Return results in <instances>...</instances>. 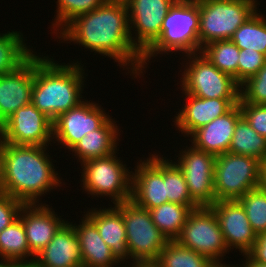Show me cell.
<instances>
[{
	"mask_svg": "<svg viewBox=\"0 0 266 267\" xmlns=\"http://www.w3.org/2000/svg\"><path fill=\"white\" fill-rule=\"evenodd\" d=\"M56 38L60 39L59 43L73 42L94 54L113 59L117 66L128 69L127 73L133 78L142 76V53L131 41L125 0H107L97 9L77 16Z\"/></svg>",
	"mask_w": 266,
	"mask_h": 267,
	"instance_id": "1",
	"label": "cell"
},
{
	"mask_svg": "<svg viewBox=\"0 0 266 267\" xmlns=\"http://www.w3.org/2000/svg\"><path fill=\"white\" fill-rule=\"evenodd\" d=\"M47 148L0 143V191L23 204H41V196L62 187Z\"/></svg>",
	"mask_w": 266,
	"mask_h": 267,
	"instance_id": "2",
	"label": "cell"
},
{
	"mask_svg": "<svg viewBox=\"0 0 266 267\" xmlns=\"http://www.w3.org/2000/svg\"><path fill=\"white\" fill-rule=\"evenodd\" d=\"M49 57L34 53L32 104L54 121L85 100L82 94L88 74L81 61L59 64Z\"/></svg>",
	"mask_w": 266,
	"mask_h": 267,
	"instance_id": "3",
	"label": "cell"
},
{
	"mask_svg": "<svg viewBox=\"0 0 266 267\" xmlns=\"http://www.w3.org/2000/svg\"><path fill=\"white\" fill-rule=\"evenodd\" d=\"M175 52V53H174ZM199 53V4L196 0H177L163 20L158 39L142 54V76L149 60L158 54Z\"/></svg>",
	"mask_w": 266,
	"mask_h": 267,
	"instance_id": "4",
	"label": "cell"
},
{
	"mask_svg": "<svg viewBox=\"0 0 266 267\" xmlns=\"http://www.w3.org/2000/svg\"><path fill=\"white\" fill-rule=\"evenodd\" d=\"M117 152L104 157L85 161L81 168V189L87 195L111 198V202L119 204L131 199L132 169L120 160Z\"/></svg>",
	"mask_w": 266,
	"mask_h": 267,
	"instance_id": "5",
	"label": "cell"
},
{
	"mask_svg": "<svg viewBox=\"0 0 266 267\" xmlns=\"http://www.w3.org/2000/svg\"><path fill=\"white\" fill-rule=\"evenodd\" d=\"M199 4L200 52L208 43L229 40L258 10V0H196Z\"/></svg>",
	"mask_w": 266,
	"mask_h": 267,
	"instance_id": "6",
	"label": "cell"
},
{
	"mask_svg": "<svg viewBox=\"0 0 266 267\" xmlns=\"http://www.w3.org/2000/svg\"><path fill=\"white\" fill-rule=\"evenodd\" d=\"M186 60L180 73L182 93L204 99H240V85L235 79L217 69L201 52L183 56ZM188 59V60H187Z\"/></svg>",
	"mask_w": 266,
	"mask_h": 267,
	"instance_id": "7",
	"label": "cell"
},
{
	"mask_svg": "<svg viewBox=\"0 0 266 267\" xmlns=\"http://www.w3.org/2000/svg\"><path fill=\"white\" fill-rule=\"evenodd\" d=\"M125 224L129 263L153 264L169 241L153 223L150 212L134 201L115 204Z\"/></svg>",
	"mask_w": 266,
	"mask_h": 267,
	"instance_id": "8",
	"label": "cell"
},
{
	"mask_svg": "<svg viewBox=\"0 0 266 267\" xmlns=\"http://www.w3.org/2000/svg\"><path fill=\"white\" fill-rule=\"evenodd\" d=\"M260 164L257 158L230 152L216 156L214 188L216 201L239 200L259 185Z\"/></svg>",
	"mask_w": 266,
	"mask_h": 267,
	"instance_id": "9",
	"label": "cell"
},
{
	"mask_svg": "<svg viewBox=\"0 0 266 267\" xmlns=\"http://www.w3.org/2000/svg\"><path fill=\"white\" fill-rule=\"evenodd\" d=\"M180 245L207 257L210 261H223L229 249L225 243L216 214L210 206L193 209L180 235L175 239Z\"/></svg>",
	"mask_w": 266,
	"mask_h": 267,
	"instance_id": "10",
	"label": "cell"
},
{
	"mask_svg": "<svg viewBox=\"0 0 266 267\" xmlns=\"http://www.w3.org/2000/svg\"><path fill=\"white\" fill-rule=\"evenodd\" d=\"M53 121L32 103L19 108L0 126V143L52 146Z\"/></svg>",
	"mask_w": 266,
	"mask_h": 267,
	"instance_id": "11",
	"label": "cell"
},
{
	"mask_svg": "<svg viewBox=\"0 0 266 267\" xmlns=\"http://www.w3.org/2000/svg\"><path fill=\"white\" fill-rule=\"evenodd\" d=\"M186 148V149H185ZM174 162L182 170L191 198L199 206H211L216 202L214 188V166L216 156L193 146H187ZM177 160V161H176Z\"/></svg>",
	"mask_w": 266,
	"mask_h": 267,
	"instance_id": "12",
	"label": "cell"
},
{
	"mask_svg": "<svg viewBox=\"0 0 266 267\" xmlns=\"http://www.w3.org/2000/svg\"><path fill=\"white\" fill-rule=\"evenodd\" d=\"M91 100H84L76 107L60 114L53 121V143L71 150L87 133L99 129L111 116Z\"/></svg>",
	"mask_w": 266,
	"mask_h": 267,
	"instance_id": "13",
	"label": "cell"
},
{
	"mask_svg": "<svg viewBox=\"0 0 266 267\" xmlns=\"http://www.w3.org/2000/svg\"><path fill=\"white\" fill-rule=\"evenodd\" d=\"M176 1L125 0L128 8L131 41L142 54L160 36L163 20Z\"/></svg>",
	"mask_w": 266,
	"mask_h": 267,
	"instance_id": "14",
	"label": "cell"
},
{
	"mask_svg": "<svg viewBox=\"0 0 266 267\" xmlns=\"http://www.w3.org/2000/svg\"><path fill=\"white\" fill-rule=\"evenodd\" d=\"M149 156L145 160L140 158L134 166L131 195L132 201L147 210L167 203L164 157L157 153Z\"/></svg>",
	"mask_w": 266,
	"mask_h": 267,
	"instance_id": "15",
	"label": "cell"
},
{
	"mask_svg": "<svg viewBox=\"0 0 266 267\" xmlns=\"http://www.w3.org/2000/svg\"><path fill=\"white\" fill-rule=\"evenodd\" d=\"M210 207L216 214L229 251L235 248L239 249L242 256L247 255L256 242L257 234L253 231L240 202L216 201Z\"/></svg>",
	"mask_w": 266,
	"mask_h": 267,
	"instance_id": "16",
	"label": "cell"
},
{
	"mask_svg": "<svg viewBox=\"0 0 266 267\" xmlns=\"http://www.w3.org/2000/svg\"><path fill=\"white\" fill-rule=\"evenodd\" d=\"M49 206L45 202L24 204L18 215L25 229L30 253L34 257L48 245L58 230L67 222L55 213L52 206Z\"/></svg>",
	"mask_w": 266,
	"mask_h": 267,
	"instance_id": "17",
	"label": "cell"
},
{
	"mask_svg": "<svg viewBox=\"0 0 266 267\" xmlns=\"http://www.w3.org/2000/svg\"><path fill=\"white\" fill-rule=\"evenodd\" d=\"M182 94L186 102L178 114L176 112L173 122L176 130L178 129L186 138L200 127L227 113L240 101V99H204L187 93Z\"/></svg>",
	"mask_w": 266,
	"mask_h": 267,
	"instance_id": "18",
	"label": "cell"
},
{
	"mask_svg": "<svg viewBox=\"0 0 266 267\" xmlns=\"http://www.w3.org/2000/svg\"><path fill=\"white\" fill-rule=\"evenodd\" d=\"M34 54L15 71L0 76V126L19 108L32 103Z\"/></svg>",
	"mask_w": 266,
	"mask_h": 267,
	"instance_id": "19",
	"label": "cell"
},
{
	"mask_svg": "<svg viewBox=\"0 0 266 267\" xmlns=\"http://www.w3.org/2000/svg\"><path fill=\"white\" fill-rule=\"evenodd\" d=\"M242 117L239 103L227 113L194 131L188 139L191 145L201 151L218 156L229 151L237 121Z\"/></svg>",
	"mask_w": 266,
	"mask_h": 267,
	"instance_id": "20",
	"label": "cell"
},
{
	"mask_svg": "<svg viewBox=\"0 0 266 267\" xmlns=\"http://www.w3.org/2000/svg\"><path fill=\"white\" fill-rule=\"evenodd\" d=\"M30 267H83L79 240L68 220L35 256Z\"/></svg>",
	"mask_w": 266,
	"mask_h": 267,
	"instance_id": "21",
	"label": "cell"
},
{
	"mask_svg": "<svg viewBox=\"0 0 266 267\" xmlns=\"http://www.w3.org/2000/svg\"><path fill=\"white\" fill-rule=\"evenodd\" d=\"M108 208H90L83 212L97 227L104 242L111 248L114 257L122 264L129 263L131 257L127 249L125 224L121 211L113 205ZM99 209V210H98Z\"/></svg>",
	"mask_w": 266,
	"mask_h": 267,
	"instance_id": "22",
	"label": "cell"
},
{
	"mask_svg": "<svg viewBox=\"0 0 266 267\" xmlns=\"http://www.w3.org/2000/svg\"><path fill=\"white\" fill-rule=\"evenodd\" d=\"M79 224L70 222L79 240L83 267H117L121 263L100 236L97 227L83 214Z\"/></svg>",
	"mask_w": 266,
	"mask_h": 267,
	"instance_id": "23",
	"label": "cell"
},
{
	"mask_svg": "<svg viewBox=\"0 0 266 267\" xmlns=\"http://www.w3.org/2000/svg\"><path fill=\"white\" fill-rule=\"evenodd\" d=\"M120 127L110 117L99 129L91 131L83 136L70 150L74 158H78L80 164L97 158H104L119 151L117 149L120 140Z\"/></svg>",
	"mask_w": 266,
	"mask_h": 267,
	"instance_id": "24",
	"label": "cell"
},
{
	"mask_svg": "<svg viewBox=\"0 0 266 267\" xmlns=\"http://www.w3.org/2000/svg\"><path fill=\"white\" fill-rule=\"evenodd\" d=\"M34 259L22 221L17 218L0 232V260L12 266H31Z\"/></svg>",
	"mask_w": 266,
	"mask_h": 267,
	"instance_id": "25",
	"label": "cell"
},
{
	"mask_svg": "<svg viewBox=\"0 0 266 267\" xmlns=\"http://www.w3.org/2000/svg\"><path fill=\"white\" fill-rule=\"evenodd\" d=\"M25 41L21 31L0 33V76L15 71L35 53Z\"/></svg>",
	"mask_w": 266,
	"mask_h": 267,
	"instance_id": "26",
	"label": "cell"
},
{
	"mask_svg": "<svg viewBox=\"0 0 266 267\" xmlns=\"http://www.w3.org/2000/svg\"><path fill=\"white\" fill-rule=\"evenodd\" d=\"M148 211L153 223L167 239L175 240L180 235L192 209L186 205L167 202Z\"/></svg>",
	"mask_w": 266,
	"mask_h": 267,
	"instance_id": "27",
	"label": "cell"
},
{
	"mask_svg": "<svg viewBox=\"0 0 266 267\" xmlns=\"http://www.w3.org/2000/svg\"><path fill=\"white\" fill-rule=\"evenodd\" d=\"M228 152L251 156L257 158L259 161H263L266 158V138L259 135L241 117L235 125Z\"/></svg>",
	"mask_w": 266,
	"mask_h": 267,
	"instance_id": "28",
	"label": "cell"
},
{
	"mask_svg": "<svg viewBox=\"0 0 266 267\" xmlns=\"http://www.w3.org/2000/svg\"><path fill=\"white\" fill-rule=\"evenodd\" d=\"M231 40L240 50L253 49L266 55V15L257 11L235 31Z\"/></svg>",
	"mask_w": 266,
	"mask_h": 267,
	"instance_id": "29",
	"label": "cell"
},
{
	"mask_svg": "<svg viewBox=\"0 0 266 267\" xmlns=\"http://www.w3.org/2000/svg\"><path fill=\"white\" fill-rule=\"evenodd\" d=\"M201 53L221 72L232 76L238 83V60L240 49L229 40H218L208 43Z\"/></svg>",
	"mask_w": 266,
	"mask_h": 267,
	"instance_id": "30",
	"label": "cell"
},
{
	"mask_svg": "<svg viewBox=\"0 0 266 267\" xmlns=\"http://www.w3.org/2000/svg\"><path fill=\"white\" fill-rule=\"evenodd\" d=\"M211 261L200 253L169 240L153 263L156 267H207Z\"/></svg>",
	"mask_w": 266,
	"mask_h": 267,
	"instance_id": "31",
	"label": "cell"
},
{
	"mask_svg": "<svg viewBox=\"0 0 266 267\" xmlns=\"http://www.w3.org/2000/svg\"><path fill=\"white\" fill-rule=\"evenodd\" d=\"M164 183L167 202L189 206L192 210L200 207L190 196L182 170L164 156Z\"/></svg>",
	"mask_w": 266,
	"mask_h": 267,
	"instance_id": "32",
	"label": "cell"
},
{
	"mask_svg": "<svg viewBox=\"0 0 266 267\" xmlns=\"http://www.w3.org/2000/svg\"><path fill=\"white\" fill-rule=\"evenodd\" d=\"M107 0H57L56 16L52 21V33L57 35L70 21L79 15L102 6Z\"/></svg>",
	"mask_w": 266,
	"mask_h": 267,
	"instance_id": "33",
	"label": "cell"
},
{
	"mask_svg": "<svg viewBox=\"0 0 266 267\" xmlns=\"http://www.w3.org/2000/svg\"><path fill=\"white\" fill-rule=\"evenodd\" d=\"M238 201L244 208L253 231L257 235L266 232V192L257 187Z\"/></svg>",
	"mask_w": 266,
	"mask_h": 267,
	"instance_id": "34",
	"label": "cell"
},
{
	"mask_svg": "<svg viewBox=\"0 0 266 267\" xmlns=\"http://www.w3.org/2000/svg\"><path fill=\"white\" fill-rule=\"evenodd\" d=\"M239 103L266 105V62L254 76L240 85Z\"/></svg>",
	"mask_w": 266,
	"mask_h": 267,
	"instance_id": "35",
	"label": "cell"
},
{
	"mask_svg": "<svg viewBox=\"0 0 266 267\" xmlns=\"http://www.w3.org/2000/svg\"><path fill=\"white\" fill-rule=\"evenodd\" d=\"M266 62V55L255 50H240L238 60V84L254 76Z\"/></svg>",
	"mask_w": 266,
	"mask_h": 267,
	"instance_id": "36",
	"label": "cell"
},
{
	"mask_svg": "<svg viewBox=\"0 0 266 267\" xmlns=\"http://www.w3.org/2000/svg\"><path fill=\"white\" fill-rule=\"evenodd\" d=\"M242 117L261 136L266 138V105L239 103Z\"/></svg>",
	"mask_w": 266,
	"mask_h": 267,
	"instance_id": "37",
	"label": "cell"
},
{
	"mask_svg": "<svg viewBox=\"0 0 266 267\" xmlns=\"http://www.w3.org/2000/svg\"><path fill=\"white\" fill-rule=\"evenodd\" d=\"M24 204L0 191V232L18 218Z\"/></svg>",
	"mask_w": 266,
	"mask_h": 267,
	"instance_id": "38",
	"label": "cell"
},
{
	"mask_svg": "<svg viewBox=\"0 0 266 267\" xmlns=\"http://www.w3.org/2000/svg\"><path fill=\"white\" fill-rule=\"evenodd\" d=\"M248 255L255 262L266 264V232L257 235L256 242Z\"/></svg>",
	"mask_w": 266,
	"mask_h": 267,
	"instance_id": "39",
	"label": "cell"
},
{
	"mask_svg": "<svg viewBox=\"0 0 266 267\" xmlns=\"http://www.w3.org/2000/svg\"><path fill=\"white\" fill-rule=\"evenodd\" d=\"M258 187L266 192V158L261 161Z\"/></svg>",
	"mask_w": 266,
	"mask_h": 267,
	"instance_id": "40",
	"label": "cell"
},
{
	"mask_svg": "<svg viewBox=\"0 0 266 267\" xmlns=\"http://www.w3.org/2000/svg\"><path fill=\"white\" fill-rule=\"evenodd\" d=\"M243 263L239 267H266V264L255 262L248 254L244 255Z\"/></svg>",
	"mask_w": 266,
	"mask_h": 267,
	"instance_id": "41",
	"label": "cell"
},
{
	"mask_svg": "<svg viewBox=\"0 0 266 267\" xmlns=\"http://www.w3.org/2000/svg\"><path fill=\"white\" fill-rule=\"evenodd\" d=\"M207 267H239L237 265L221 263V261H211Z\"/></svg>",
	"mask_w": 266,
	"mask_h": 267,
	"instance_id": "42",
	"label": "cell"
},
{
	"mask_svg": "<svg viewBox=\"0 0 266 267\" xmlns=\"http://www.w3.org/2000/svg\"><path fill=\"white\" fill-rule=\"evenodd\" d=\"M124 263H122V265L120 264L121 267H143V263H136V262H133L131 264H128V263H125V265H123ZM129 266H128V265ZM127 265V266H126ZM119 265L117 267H120Z\"/></svg>",
	"mask_w": 266,
	"mask_h": 267,
	"instance_id": "43",
	"label": "cell"
},
{
	"mask_svg": "<svg viewBox=\"0 0 266 267\" xmlns=\"http://www.w3.org/2000/svg\"><path fill=\"white\" fill-rule=\"evenodd\" d=\"M0 267H12V265L5 261H0Z\"/></svg>",
	"mask_w": 266,
	"mask_h": 267,
	"instance_id": "44",
	"label": "cell"
},
{
	"mask_svg": "<svg viewBox=\"0 0 266 267\" xmlns=\"http://www.w3.org/2000/svg\"><path fill=\"white\" fill-rule=\"evenodd\" d=\"M143 267H156L154 264L143 263Z\"/></svg>",
	"mask_w": 266,
	"mask_h": 267,
	"instance_id": "45",
	"label": "cell"
},
{
	"mask_svg": "<svg viewBox=\"0 0 266 267\" xmlns=\"http://www.w3.org/2000/svg\"><path fill=\"white\" fill-rule=\"evenodd\" d=\"M12 267H30V266H12Z\"/></svg>",
	"mask_w": 266,
	"mask_h": 267,
	"instance_id": "46",
	"label": "cell"
}]
</instances>
